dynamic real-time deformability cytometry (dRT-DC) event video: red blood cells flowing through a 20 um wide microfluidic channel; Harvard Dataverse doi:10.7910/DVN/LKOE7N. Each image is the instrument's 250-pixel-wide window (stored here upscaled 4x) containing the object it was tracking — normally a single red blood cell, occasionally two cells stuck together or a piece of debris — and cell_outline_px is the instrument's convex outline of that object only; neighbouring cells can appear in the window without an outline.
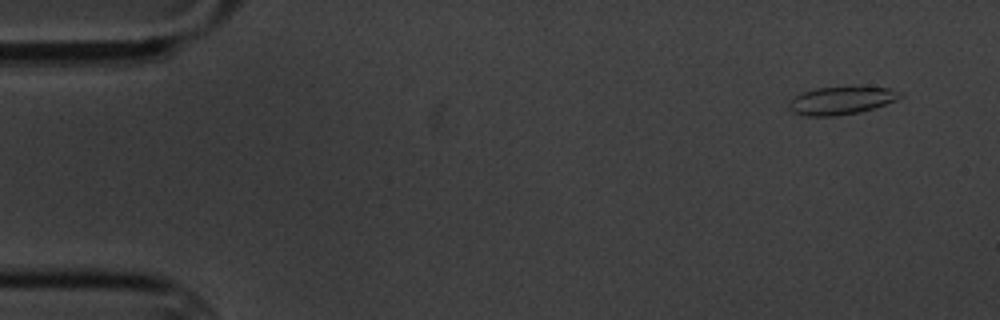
{"species": "common noctule bat (a hibernating species)", "species_latin": "Nyctalus noctula", "temperature_condition": "cold", "stored_images_in_passage": 14, "camera_frame_rate_fps": 3000, "um_per_image_px": 0.085, "animal": {"sex": "male", "body_mass_g": 20.1, "forearm_length_mm": 53.5}, "frame": {"image": 1, "passage_image": 1, "time_ms": 0.0, "image_size_px": [1000, 320], "cell_outline_px": [[904, 92], [896, 100], [860, 112], [836, 116], [808, 116], [792, 112], [788, 108], [788, 104], [796, 96], [804, 92], [816, 88], [888, 88]], "centroid_in_image_um": [71.48, 8.57], "position_along_channel_um": 13.5, "area_um2": 17.51}}
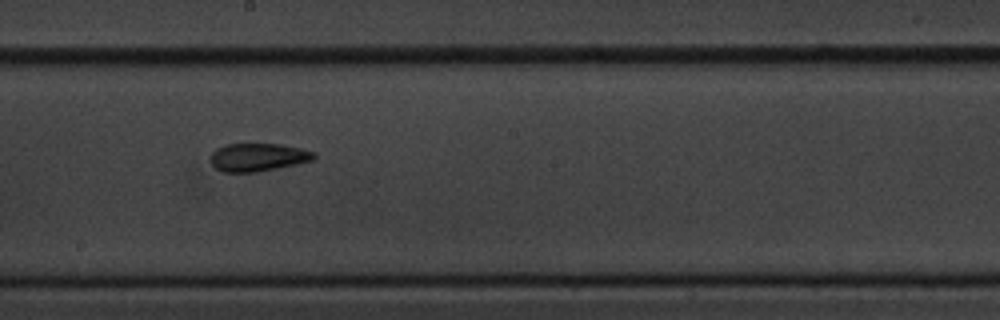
{"frame": {"image": 2, "passage_image": 8, "time_ms": 9.333, "image_size_px": [1000, 320], "cell_outline_px": [[316, 156], [312, 160], [296, 164], [256, 172], [224, 172], [216, 168], [212, 164], [212, 152], [216, 148], [224, 144], [280, 144], [300, 148], [316, 152]], "centroid_in_image_um": [21.93, 13.35], "position_along_channel_um": 226.3, "area_um2": 16.76}}
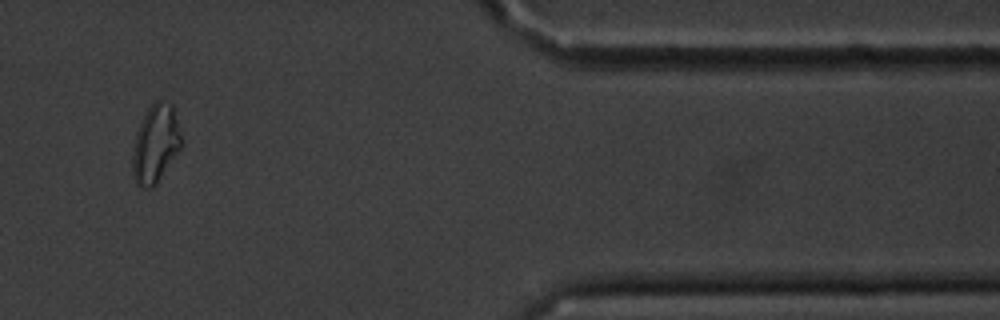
{"frame": {"image": 3, "passage_image": 13, "time_ms": 15.333, "image_size_px": [1000, 320], "cell_outline_px": [[180, 148], [156, 184], [152, 188], [140, 188], [136, 184], [132, 176], [132, 152], [136, 132], [144, 112], [156, 100], [160, 100], [172, 104], [180, 132]], "centroid_in_image_um": [13.17, 12.24], "position_along_channel_um": 398.2, "area_um2": 22.14}, "authors_computed_cell_mechanics": {"area_um2": 17.2244, "velocity_mm_per_s": 3.4328, "shape_relaxation_time_tau1_ms": 3.9131, "shape_relaxation_time_tau2_ms": 2.3498, "deformation_change_tau1": 0.1119, "deformation_change_tau2": 0.0551}}